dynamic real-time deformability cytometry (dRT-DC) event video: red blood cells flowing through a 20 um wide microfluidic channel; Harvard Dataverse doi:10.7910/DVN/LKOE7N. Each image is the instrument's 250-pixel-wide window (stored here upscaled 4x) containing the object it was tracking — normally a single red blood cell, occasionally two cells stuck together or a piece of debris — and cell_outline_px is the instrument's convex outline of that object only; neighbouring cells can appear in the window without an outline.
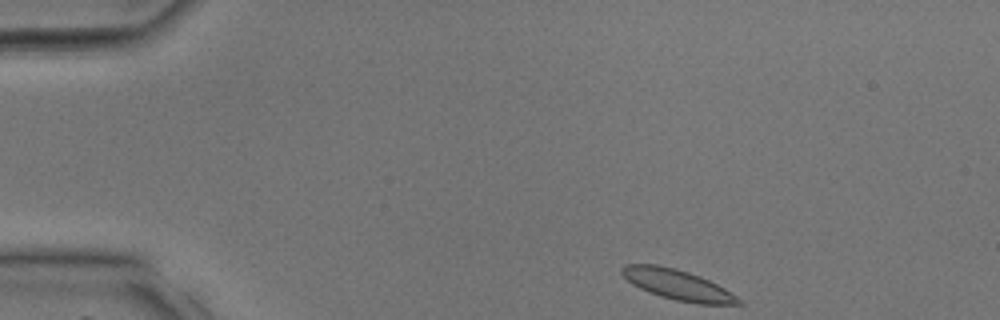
{"species": "common noctule bat (a hibernating species)", "species_latin": "Nyctalus noctula", "temperature_condition": "room temperature", "stored_images_in_passage": 8, "camera_frame_rate_fps": 3000, "um_per_image_px": 0.085, "animal": {"sex": "male", "body_mass_g": 17.9, "forearm_length_mm": 54.2}, "frame": {"image": 1, "passage_image": 1, "time_ms": 0.0, "image_size_px": [1000, 320], "cell_outline_px": [[744, 304], [696, 304], [676, 300], [660, 296], [648, 292], [632, 284], [620, 272], [620, 268], [624, 264], [656, 264], [676, 268], [700, 276], [724, 288], [744, 300]], "centroid_in_image_um": [57.6, 24.2], "position_along_channel_um": 27.4, "area_um2": 20.69}}
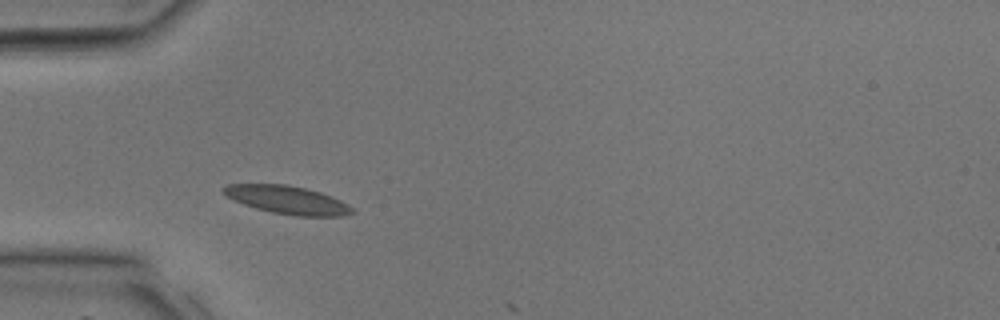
{"frame": {"image": 2, "passage_image": 7, "time_ms": 2.0, "image_size_px": [1000, 320], "cell_outline_px": [[356, 212], [340, 216], [296, 216], [272, 212], [256, 208], [232, 200], [224, 196], [220, 192], [220, 188], [228, 184], [288, 184], [320, 192], [332, 196], [348, 204]], "centroid_in_image_um": [24.37, 16.98], "position_along_channel_um": 60.6, "area_um2": 21.27}}